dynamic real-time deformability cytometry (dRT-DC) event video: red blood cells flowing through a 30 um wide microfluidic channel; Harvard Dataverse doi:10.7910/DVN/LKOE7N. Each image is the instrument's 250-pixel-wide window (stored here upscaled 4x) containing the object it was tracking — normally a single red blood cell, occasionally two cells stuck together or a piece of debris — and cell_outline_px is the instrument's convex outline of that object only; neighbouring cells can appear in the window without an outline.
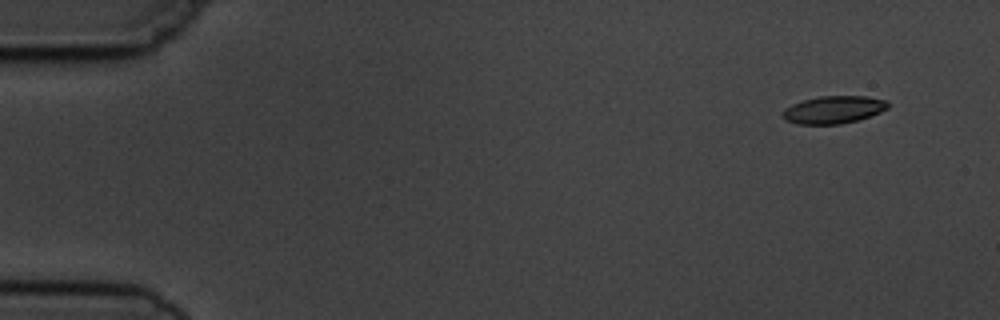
{"species": "common noctule bat (a hibernating species)", "species_latin": "Nyctalus noctula", "temperature_condition": "cold", "stored_images_in_passage": 5, "camera_frame_rate_fps": 3000, "um_per_image_px": 0.085, "animal": {"sex": "male", "body_mass_g": 19.5, "forearm_length_mm": 54.6}, "frame": {"image": 1, "passage_image": 1, "time_ms": 0.0, "image_size_px": [1000, 320], "cell_outline_px": [[888, 108], [880, 112], [860, 120], [840, 124], [796, 124], [784, 120], [784, 108], [792, 104], [804, 100], [820, 96], [864, 96], [888, 100]], "centroid_in_image_um": [70.87, 9.33], "position_along_channel_um": 14.1, "area_um2": 16.94}}
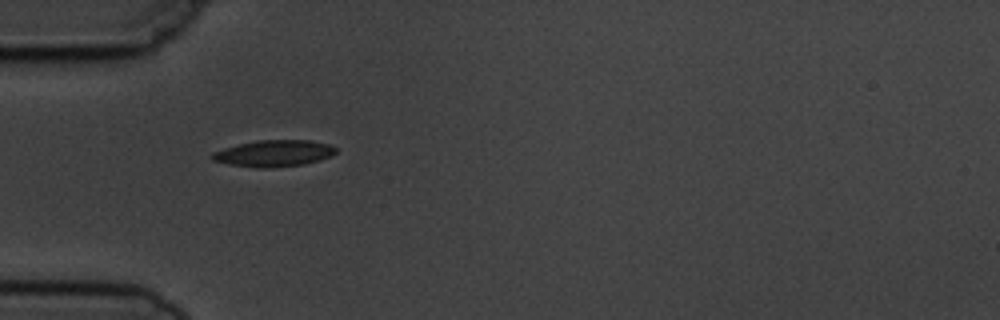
{"frame": {"image": 2, "passage_image": 4, "time_ms": 4.333, "image_size_px": [1000, 320], "cell_outline_px": [[336, 152], [332, 156], [320, 160], [304, 164], [264, 168], [256, 168], [228, 164], [212, 160], [208, 156], [212, 152], [224, 148], [256, 140], [312, 140], [332, 144], [336, 148]], "centroid_in_image_um": [23.29, 13.03], "position_along_channel_um": 61.7, "area_um2": 19.31}}
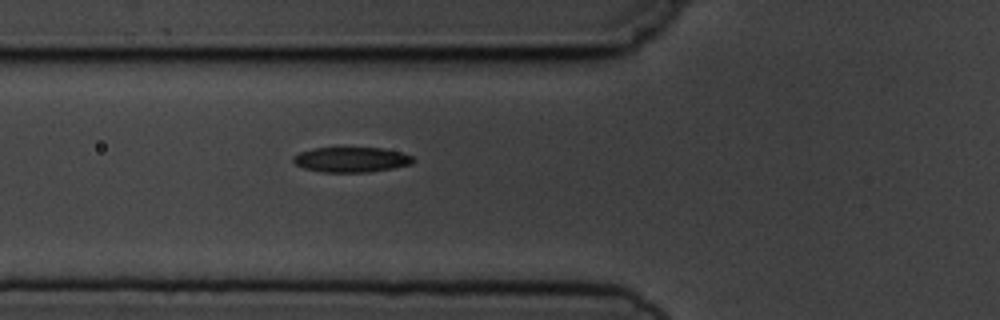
{"frame": {"image": 3, "passage_image": 5, "time_ms": 5.333, "image_size_px": [1000, 320], "cell_outline_px": [[416, 160], [412, 164], [392, 168], [368, 172], [320, 172], [304, 168], [296, 164], [292, 160], [292, 156], [300, 152], [312, 148], [380, 148], [400, 152], [412, 156]], "centroid_in_image_um": [29.84, 13.57], "position_along_channel_um": 96.0, "area_um2": 17.51}}